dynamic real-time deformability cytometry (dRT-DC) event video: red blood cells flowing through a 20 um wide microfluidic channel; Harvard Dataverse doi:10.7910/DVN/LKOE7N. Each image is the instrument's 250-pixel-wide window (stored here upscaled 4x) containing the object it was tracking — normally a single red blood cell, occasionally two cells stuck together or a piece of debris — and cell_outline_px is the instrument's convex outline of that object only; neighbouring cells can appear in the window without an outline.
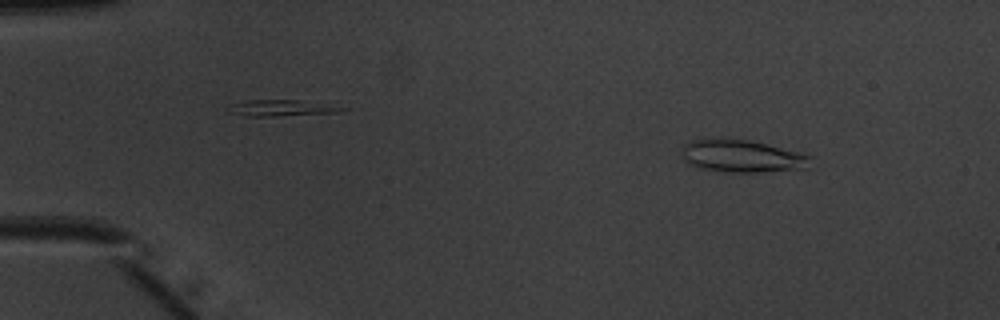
{"species": "common noctule bat (a hibernating species)", "species_latin": "Nyctalus noctula", "temperature_condition": "warm", "stored_images_in_passage": 51, "camera_frame_rate_fps": 3000, "um_per_image_px": 0.085, "animal": {"sex": "male", "body_mass_g": 20.1, "forearm_length_mm": 53.5}, "frame": {"image": 1, "passage_image": 7, "time_ms": 2.0, "image_size_px": [1000, 320], "cell_outline_px": [[812, 156], [808, 168], [760, 172], [724, 172], [700, 168], [688, 164], [684, 160], [684, 144], [692, 140], [720, 136], [748, 140]], "centroid_in_image_um": [63.02, 13.26], "position_along_channel_um": 22.0, "area_um2": 24.45}}
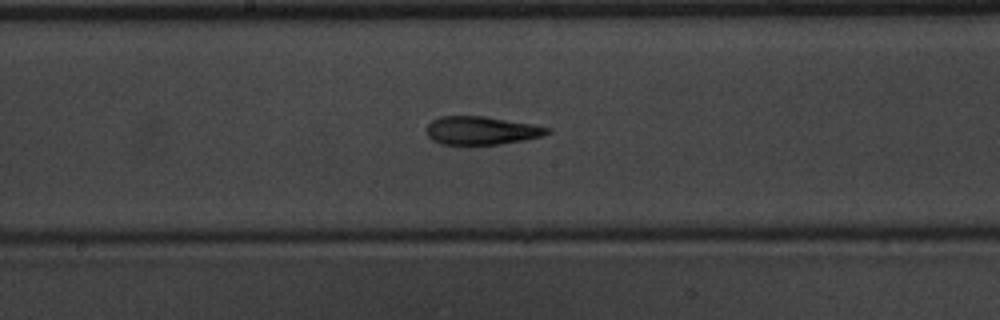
{"frame": {"image": 2, "passage_image": 28, "time_ms": 9.0, "image_size_px": [1000, 320], "cell_outline_px": [[552, 132], [540, 136], [524, 140], [500, 144], [440, 144], [432, 140], [428, 136], [428, 124], [432, 120], [440, 116], [484, 116], [552, 128]], "centroid_in_image_um": [40.92, 11.09], "position_along_channel_um": 207.3, "area_um2": 19.65}}
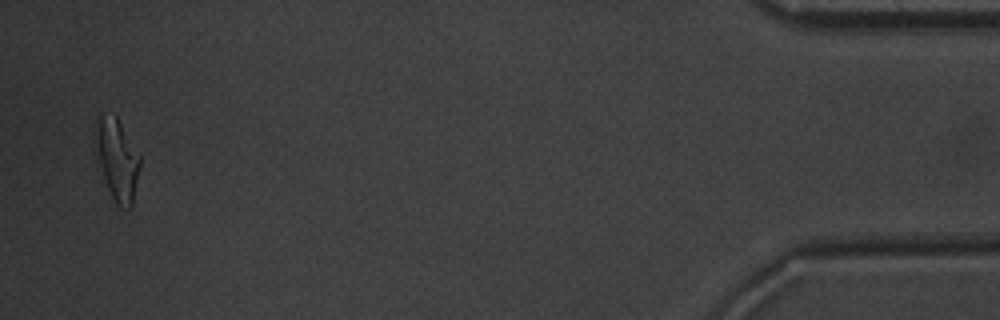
{"frame": {"image": 3, "passage_image": 50, "time_ms": 16.333, "image_size_px": [1000, 320], "cell_outline_px": [[140, 168], [132, 208], [120, 208], [116, 204], [108, 188], [100, 164], [96, 128], [96, 116], [100, 112], [116, 116], [140, 156]], "centroid_in_image_um": [10.0, 13.57], "position_along_channel_um": 425.2, "area_um2": 20.52}, "authors_computed_cell_mechanics": {"area_um2": 20.5768, "velocity_mm_per_s": 4.026, "shape_relaxation_time_tau1_ms": 4.9138, "shape_relaxation_time_tau2_ms": 2.2254, "deformation_change_tau1": 0.1914, "deformation_change_tau2": 0.1206}}